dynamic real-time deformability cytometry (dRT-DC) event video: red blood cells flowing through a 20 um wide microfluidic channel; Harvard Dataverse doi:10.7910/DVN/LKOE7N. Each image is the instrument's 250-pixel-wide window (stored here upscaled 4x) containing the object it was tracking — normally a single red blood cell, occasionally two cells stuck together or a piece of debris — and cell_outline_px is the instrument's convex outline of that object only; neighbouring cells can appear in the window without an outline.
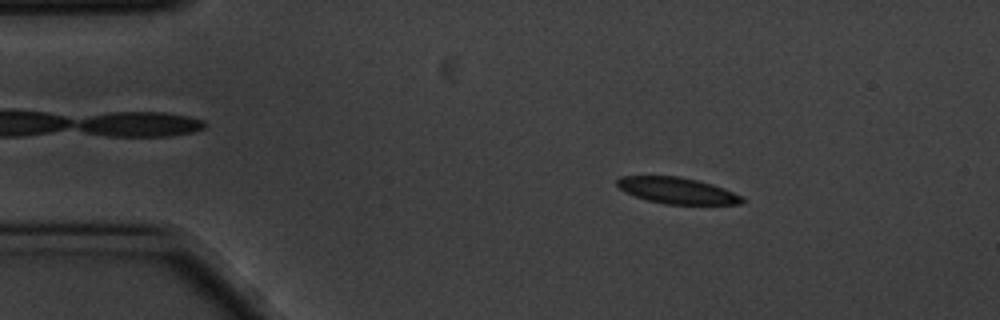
{"species": "common noctule bat (a hibernating species)", "species_latin": "Nyctalus noctula", "temperature_condition": "cold", "stored_images_in_passage": 56, "camera_frame_rate_fps": 3000, "um_per_image_px": 0.085, "animal": {"sex": "male", "body_mass_g": 20.1, "forearm_length_mm": 53.5}, "frame": {"image": 1, "passage_image": 8, "time_ms": 2.333, "image_size_px": [1000, 320], "cell_outline_px": [[744, 200], [740, 204], [664, 204], [648, 200], [636, 196], [620, 188], [616, 184], [616, 180], [620, 176], [680, 176], [712, 184], [724, 188], [740, 196]], "centroid_in_image_um": [57.54, 16.19], "position_along_channel_um": 27.5, "area_um2": 18.84}}
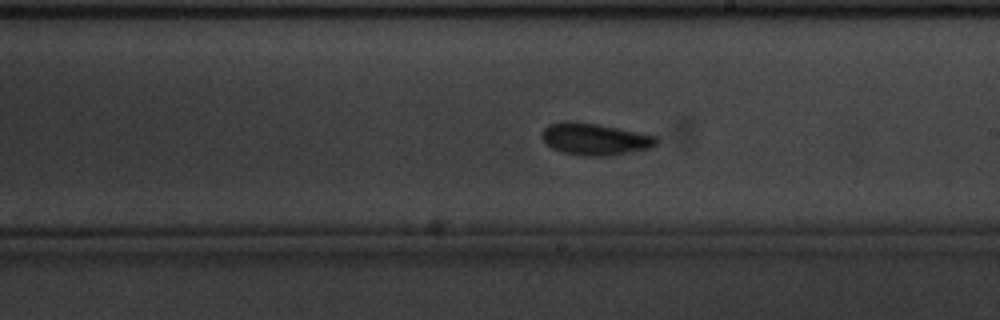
{"frame": {"image": 2, "passage_image": 31, "time_ms": 10.0, "image_size_px": [1000, 320], "cell_outline_px": [[660, 140], [652, 148], [608, 156], [576, 156], [560, 152], [552, 148], [540, 136], [540, 132], [548, 124], [560, 120], [568, 120], [596, 124], [656, 136]], "centroid_in_image_um": [50.5, 11.83], "position_along_channel_um": 238.5, "area_um2": 21.56}}
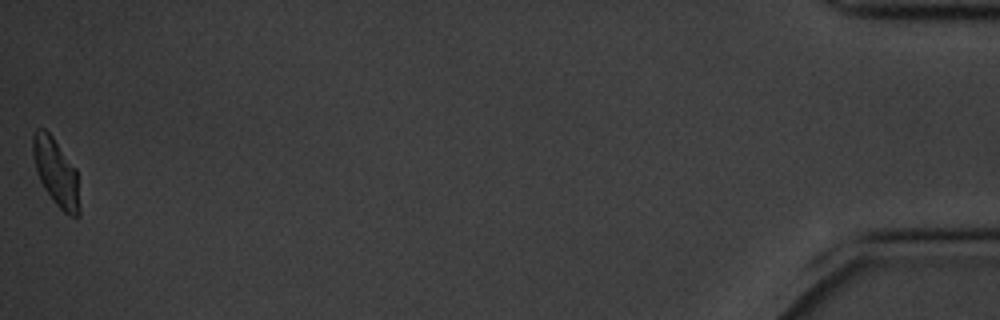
{"frame": {"image": 3, "passage_image": 56, "time_ms": 18.333, "image_size_px": [1000, 320], "cell_outline_px": [[80, 216], [68, 216], [52, 200], [44, 188], [36, 172], [32, 156], [32, 132], [36, 128], [44, 128], [52, 136], [76, 168], [80, 208]], "centroid_in_image_um": [4.74, 14.63], "position_along_channel_um": 430.5, "area_um2": 18.55}, "authors_computed_cell_mechanics": {"area_um2": 19.8543, "velocity_mm_per_s": 3.4737, "shape_relaxation_time_tau1_ms": null, "shape_relaxation_time_tau2_ms": 2.1867, "deformation_change_tau1": null, "deformation_change_tau2": 0.0877}}